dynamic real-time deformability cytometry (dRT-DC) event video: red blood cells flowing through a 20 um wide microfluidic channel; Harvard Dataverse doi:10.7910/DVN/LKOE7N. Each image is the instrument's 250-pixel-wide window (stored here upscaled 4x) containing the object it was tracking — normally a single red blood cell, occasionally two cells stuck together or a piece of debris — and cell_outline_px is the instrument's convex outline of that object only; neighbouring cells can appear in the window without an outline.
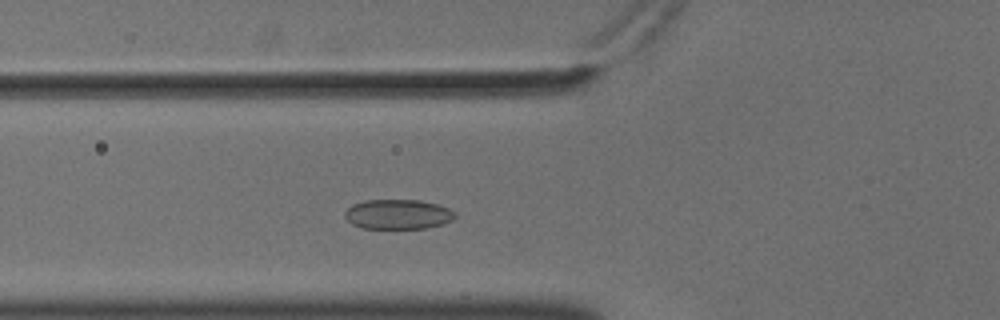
{"species": "common noctule bat (a hibernating species)", "species_latin": "Nyctalus noctula", "temperature_condition": "cold", "stored_images_in_passage": 49, "camera_frame_rate_fps": 3000, "um_per_image_px": 0.085, "animal": {"sex": "male", "body_mass_g": 18.8}, "frame": {"image": 1, "passage_image": 14, "time_ms": 4.333, "image_size_px": [1000, 320], "cell_outline_px": [[456, 216], [452, 220], [444, 224], [424, 228], [364, 228], [352, 224], [344, 216], [344, 212], [352, 204], [364, 200], [420, 200], [436, 204], [448, 208], [456, 212]], "centroid_in_image_um": [33.83, 18.21], "position_along_channel_um": 92.0, "area_um2": 19.13}}
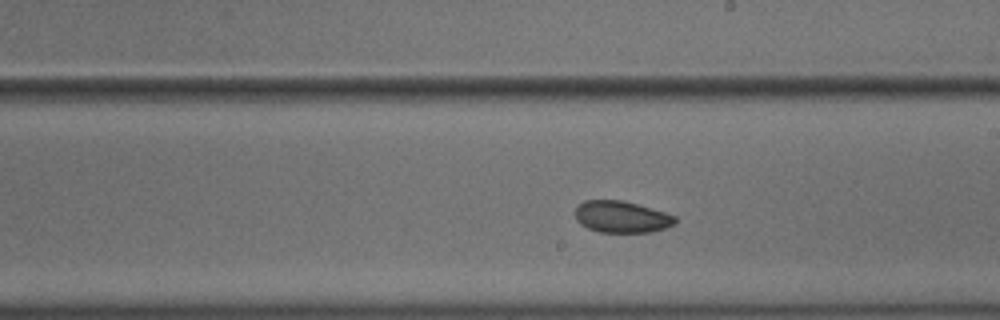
{"frame": {"image": 2, "passage_image": 26, "time_ms": 8.333, "image_size_px": [1000, 320], "cell_outline_px": [[676, 224], [652, 232], [600, 232], [588, 228], [580, 224], [576, 220], [576, 208], [584, 200], [624, 200], [664, 212], [676, 216]], "centroid_in_image_um": [52.84, 18.43], "position_along_channel_um": 236.2, "area_um2": 18.44}}
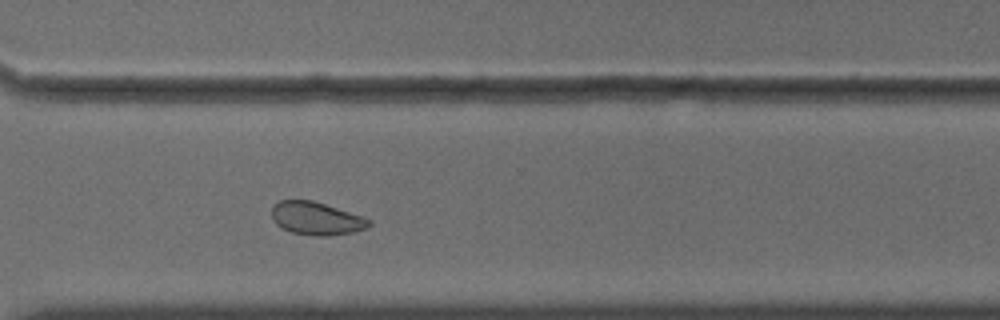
{"frame": {"image": 3, "passage_image": 35, "time_ms": 11.333, "image_size_px": [1000, 320], "cell_outline_px": [[372, 224], [368, 228], [352, 232], [328, 236], [316, 236], [292, 232], [276, 224], [272, 220], [272, 204], [280, 200], [312, 200], [364, 216], [372, 220]], "centroid_in_image_um": [26.91, 18.56], "position_along_channel_um": 343.7, "area_um2": 18.84}, "authors_computed_cell_mechanics": {"area_um2": 19.5942, "velocity_mm_per_s": 3.5909, "shape_relaxation_time_tau1_ms": 2.4006, "shape_relaxation_time_tau2_ms": 2.2404, "deformation_change_tau1": 0.0495, "deformation_change_tau2": 0.0497}}